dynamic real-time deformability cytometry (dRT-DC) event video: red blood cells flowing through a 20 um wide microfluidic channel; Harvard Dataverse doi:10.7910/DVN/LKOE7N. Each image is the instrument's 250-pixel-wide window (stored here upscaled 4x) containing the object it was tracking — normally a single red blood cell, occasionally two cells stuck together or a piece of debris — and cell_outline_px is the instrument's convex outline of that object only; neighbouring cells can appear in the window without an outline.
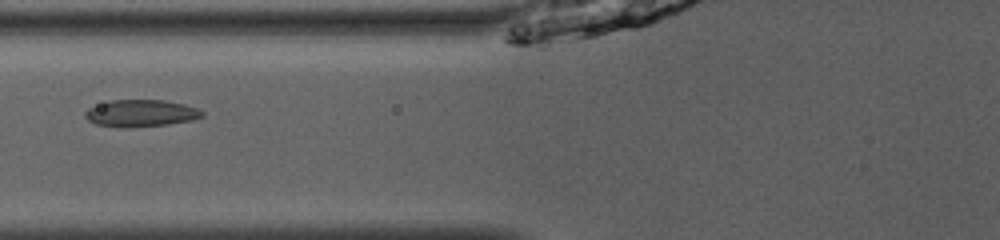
{"species": "common noctule bat (a hibernating species)", "species_latin": "Nyctalus noctula", "temperature_condition": "room temperature", "stored_images_in_passage": 32, "camera_frame_rate_fps": 3000, "um_per_image_px": 0.085, "animal": {"sex": "male", "body_mass_g": 13.0, "forearm_length_mm": 53.1}, "frame": {"image": 1, "passage_image": 6, "time_ms": 1.667, "image_size_px": [1000, 240], "cell_outline_px": [[204, 116], [192, 120], [168, 124], [128, 128], [120, 128], [96, 124], [88, 120], [84, 116], [84, 112], [88, 108], [108, 100], [164, 100], [184, 104], [196, 108], [204, 112]], "centroid_in_image_um": [11.94, 9.63], "position_along_channel_um": 113.9, "area_um2": 18.55}}
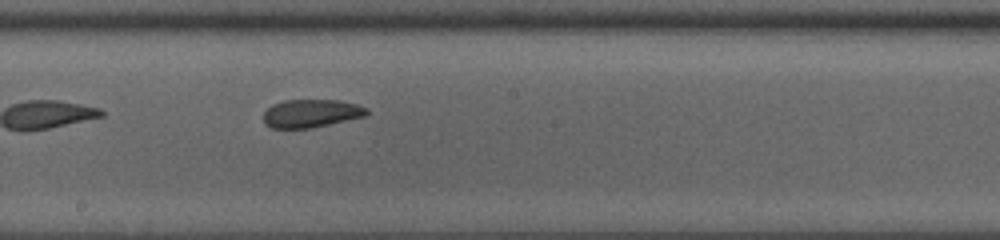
{"frame": {"image": 2, "passage_image": 14, "time_ms": 4.333, "image_size_px": [1000, 240], "cell_outline_px": [[368, 116], [312, 128], [272, 128], [264, 124], [264, 112], [272, 104], [284, 100], [336, 100], [356, 104], [368, 108]], "centroid_in_image_um": [26.46, 9.64], "position_along_channel_um": 221.7, "area_um2": 17.05}}
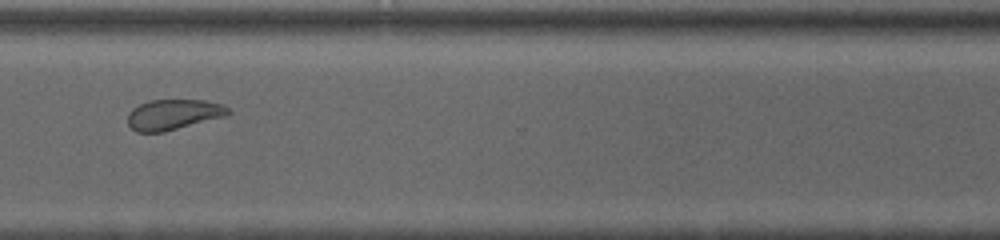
{"frame": {"image": 3, "passage_image": 24, "time_ms": 7.667, "image_size_px": [1000, 240], "cell_outline_px": [[232, 112], [228, 116], [164, 132], [136, 132], [128, 124], [128, 112], [132, 108], [148, 100], [204, 100], [224, 104]], "centroid_in_image_um": [14.77, 9.73], "position_along_channel_um": 355.8, "area_um2": 18.09}, "authors_computed_cell_mechanics": {"area_um2": 17.918, "velocity_mm_per_s": 4.035, "shape_relaxation_time_tau1_ms": null, "shape_relaxation_time_tau2_ms": 1.7001, "deformation_change_tau1": null, "deformation_change_tau2": 0.0643}}